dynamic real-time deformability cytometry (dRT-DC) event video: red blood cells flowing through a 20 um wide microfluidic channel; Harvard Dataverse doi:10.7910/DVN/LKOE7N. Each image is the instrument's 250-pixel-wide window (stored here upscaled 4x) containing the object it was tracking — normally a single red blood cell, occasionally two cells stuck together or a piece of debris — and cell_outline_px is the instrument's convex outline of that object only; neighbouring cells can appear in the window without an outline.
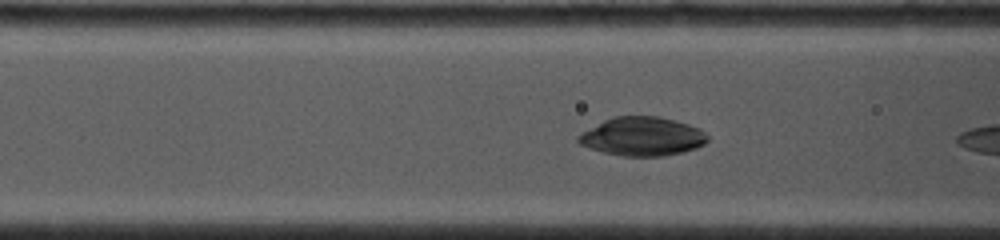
{"species": "common noctule bat (a hibernating species)", "species_latin": "Nyctalus noctula", "temperature_condition": "cold", "stored_images_in_passage": 31, "camera_frame_rate_fps": 4500, "um_per_image_px": 0.085, "animal": {"sex": "female", "body_mass_g": 19.0, "forearm_length_mm": 53.3}, "frame": {"image": 1, "passage_image": 9, "time_ms": 1.778, "image_size_px": [1000, 240], "cell_outline_px": [[708, 140], [704, 144], [696, 148], [684, 152], [664, 156], [624, 156], [604, 152], [588, 148], [580, 144], [576, 140], [576, 136], [580, 132], [604, 120], [616, 116], [660, 116], [688, 124], [700, 128], [708, 136]], "centroid_in_image_um": [54.58, 11.6], "position_along_channel_um": 112.0, "area_um2": 29.36}}
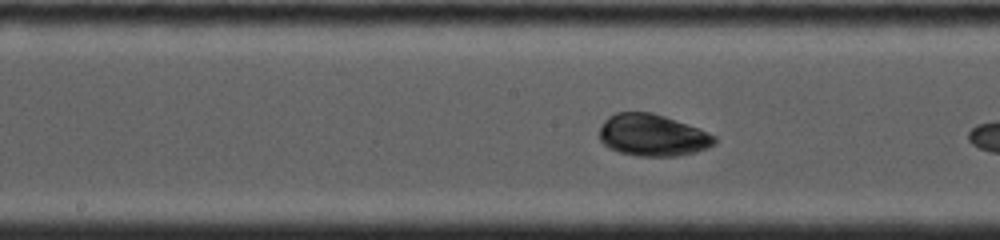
{"frame": {"image": 2, "passage_image": 17, "time_ms": 1114.889, "image_size_px": [1000, 240], "cell_outline_px": [[716, 144], [708, 148], [696, 152], [676, 156], [636, 156], [620, 152], [608, 148], [600, 140], [600, 128], [604, 120], [608, 116], [616, 112], [652, 112], [700, 128], [716, 136]], "centroid_in_image_um": [55.48, 11.49], "position_along_channel_um": 192.7, "area_um2": 28.32}}
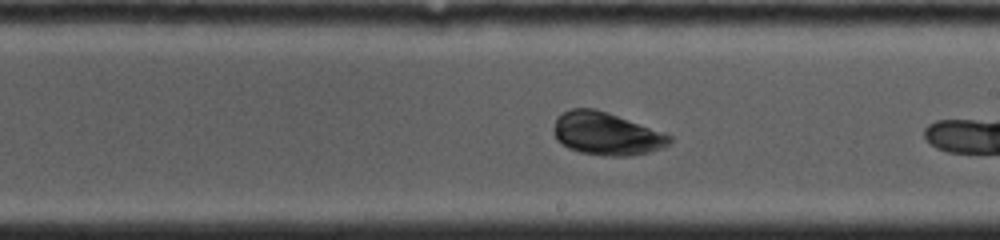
{"frame": {"image": 3, "passage_image": 20, "time_ms": 1116.0, "image_size_px": [1000, 240], "cell_outline_px": [[672, 140], [668, 144], [660, 148], [648, 152], [628, 156], [600, 156], [580, 152], [568, 148], [556, 140], [552, 132], [552, 128], [556, 116], [572, 108], [596, 108], [608, 112], [672, 136]], "centroid_in_image_um": [51.47, 11.36], "position_along_channel_um": 237.5, "area_um2": 28.96}, "authors_computed_cell_mechanics": {"area_um2": 29.7092, "velocity_mm_per_s": 4.0411, "shape_relaxation_time_tau1_ms": 1.5681, "shape_relaxation_time_tau2_ms": null, "deformation_change_tau1": 0.069, "deformation_change_tau2": null}}